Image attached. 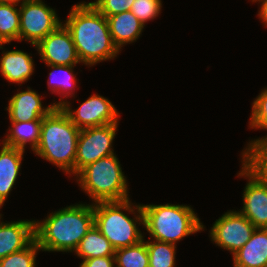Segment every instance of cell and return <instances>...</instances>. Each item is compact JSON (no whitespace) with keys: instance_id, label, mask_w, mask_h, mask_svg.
I'll return each mask as SVG.
<instances>
[{"instance_id":"1","label":"cell","mask_w":267,"mask_h":267,"mask_svg":"<svg viewBox=\"0 0 267 267\" xmlns=\"http://www.w3.org/2000/svg\"><path fill=\"white\" fill-rule=\"evenodd\" d=\"M64 25L70 31L81 63L90 67L115 58L121 51L114 44L107 18L90 2L73 5Z\"/></svg>"},{"instance_id":"2","label":"cell","mask_w":267,"mask_h":267,"mask_svg":"<svg viewBox=\"0 0 267 267\" xmlns=\"http://www.w3.org/2000/svg\"><path fill=\"white\" fill-rule=\"evenodd\" d=\"M93 226V203L70 205L35 220V240L42 251L74 252Z\"/></svg>"},{"instance_id":"3","label":"cell","mask_w":267,"mask_h":267,"mask_svg":"<svg viewBox=\"0 0 267 267\" xmlns=\"http://www.w3.org/2000/svg\"><path fill=\"white\" fill-rule=\"evenodd\" d=\"M80 129L76 127L61 107H55L44 116L41 138L35 154L44 158L66 174H75V159Z\"/></svg>"},{"instance_id":"4","label":"cell","mask_w":267,"mask_h":267,"mask_svg":"<svg viewBox=\"0 0 267 267\" xmlns=\"http://www.w3.org/2000/svg\"><path fill=\"white\" fill-rule=\"evenodd\" d=\"M129 200L93 203L94 225L115 250L135 245L144 238L137 226L144 224L141 204L133 205ZM123 211L133 213L135 218H129Z\"/></svg>"},{"instance_id":"5","label":"cell","mask_w":267,"mask_h":267,"mask_svg":"<svg viewBox=\"0 0 267 267\" xmlns=\"http://www.w3.org/2000/svg\"><path fill=\"white\" fill-rule=\"evenodd\" d=\"M144 228L153 240L175 244L182 238L203 231L204 225L187 205H141Z\"/></svg>"},{"instance_id":"6","label":"cell","mask_w":267,"mask_h":267,"mask_svg":"<svg viewBox=\"0 0 267 267\" xmlns=\"http://www.w3.org/2000/svg\"><path fill=\"white\" fill-rule=\"evenodd\" d=\"M76 179L95 203L130 199L126 177L115 154L84 167Z\"/></svg>"},{"instance_id":"7","label":"cell","mask_w":267,"mask_h":267,"mask_svg":"<svg viewBox=\"0 0 267 267\" xmlns=\"http://www.w3.org/2000/svg\"><path fill=\"white\" fill-rule=\"evenodd\" d=\"M19 41L26 40L36 45L62 23L55 10L42 0H29L19 6Z\"/></svg>"},{"instance_id":"8","label":"cell","mask_w":267,"mask_h":267,"mask_svg":"<svg viewBox=\"0 0 267 267\" xmlns=\"http://www.w3.org/2000/svg\"><path fill=\"white\" fill-rule=\"evenodd\" d=\"M117 127L118 122L80 130L75 159V176L89 164L114 154L112 143Z\"/></svg>"},{"instance_id":"9","label":"cell","mask_w":267,"mask_h":267,"mask_svg":"<svg viewBox=\"0 0 267 267\" xmlns=\"http://www.w3.org/2000/svg\"><path fill=\"white\" fill-rule=\"evenodd\" d=\"M61 101L53 103L56 107H61L68 115L71 122L80 130L89 127L104 126L117 123L119 112L115 106L105 97L98 94L91 95L75 111L70 107V102Z\"/></svg>"},{"instance_id":"10","label":"cell","mask_w":267,"mask_h":267,"mask_svg":"<svg viewBox=\"0 0 267 267\" xmlns=\"http://www.w3.org/2000/svg\"><path fill=\"white\" fill-rule=\"evenodd\" d=\"M256 227L239 211H228L215 221L211 241L233 255L251 238Z\"/></svg>"},{"instance_id":"11","label":"cell","mask_w":267,"mask_h":267,"mask_svg":"<svg viewBox=\"0 0 267 267\" xmlns=\"http://www.w3.org/2000/svg\"><path fill=\"white\" fill-rule=\"evenodd\" d=\"M46 65H76L81 63L70 31L61 24L36 45Z\"/></svg>"},{"instance_id":"12","label":"cell","mask_w":267,"mask_h":267,"mask_svg":"<svg viewBox=\"0 0 267 267\" xmlns=\"http://www.w3.org/2000/svg\"><path fill=\"white\" fill-rule=\"evenodd\" d=\"M238 177L248 180L243 193V209L239 212L256 228H267V185L261 183L243 165Z\"/></svg>"},{"instance_id":"13","label":"cell","mask_w":267,"mask_h":267,"mask_svg":"<svg viewBox=\"0 0 267 267\" xmlns=\"http://www.w3.org/2000/svg\"><path fill=\"white\" fill-rule=\"evenodd\" d=\"M36 91L28 89L17 92L11 97L6 110L9 113L11 122H28L31 120H42L56 106L51 104L47 107L42 106V97Z\"/></svg>"},{"instance_id":"14","label":"cell","mask_w":267,"mask_h":267,"mask_svg":"<svg viewBox=\"0 0 267 267\" xmlns=\"http://www.w3.org/2000/svg\"><path fill=\"white\" fill-rule=\"evenodd\" d=\"M35 240V220H0V259L25 249Z\"/></svg>"},{"instance_id":"15","label":"cell","mask_w":267,"mask_h":267,"mask_svg":"<svg viewBox=\"0 0 267 267\" xmlns=\"http://www.w3.org/2000/svg\"><path fill=\"white\" fill-rule=\"evenodd\" d=\"M234 267H267V228H256L251 238L233 254Z\"/></svg>"},{"instance_id":"16","label":"cell","mask_w":267,"mask_h":267,"mask_svg":"<svg viewBox=\"0 0 267 267\" xmlns=\"http://www.w3.org/2000/svg\"><path fill=\"white\" fill-rule=\"evenodd\" d=\"M0 150V209L15 185L25 151L2 144Z\"/></svg>"},{"instance_id":"17","label":"cell","mask_w":267,"mask_h":267,"mask_svg":"<svg viewBox=\"0 0 267 267\" xmlns=\"http://www.w3.org/2000/svg\"><path fill=\"white\" fill-rule=\"evenodd\" d=\"M2 54L0 59L1 75L8 82L17 84L27 82L35 69L30 54L21 50L4 51Z\"/></svg>"},{"instance_id":"18","label":"cell","mask_w":267,"mask_h":267,"mask_svg":"<svg viewBox=\"0 0 267 267\" xmlns=\"http://www.w3.org/2000/svg\"><path fill=\"white\" fill-rule=\"evenodd\" d=\"M107 21L112 40L119 50L123 45L135 42L144 29V24L131 11L108 16Z\"/></svg>"},{"instance_id":"19","label":"cell","mask_w":267,"mask_h":267,"mask_svg":"<svg viewBox=\"0 0 267 267\" xmlns=\"http://www.w3.org/2000/svg\"><path fill=\"white\" fill-rule=\"evenodd\" d=\"M41 124L42 120L11 122L12 127L2 144L24 151L29 143L32 151H35L41 138Z\"/></svg>"},{"instance_id":"20","label":"cell","mask_w":267,"mask_h":267,"mask_svg":"<svg viewBox=\"0 0 267 267\" xmlns=\"http://www.w3.org/2000/svg\"><path fill=\"white\" fill-rule=\"evenodd\" d=\"M74 252L78 257L87 260L95 257L114 256L115 249L94 225L82 238Z\"/></svg>"},{"instance_id":"21","label":"cell","mask_w":267,"mask_h":267,"mask_svg":"<svg viewBox=\"0 0 267 267\" xmlns=\"http://www.w3.org/2000/svg\"><path fill=\"white\" fill-rule=\"evenodd\" d=\"M242 165L261 183L267 185V152L258 143H248L242 152Z\"/></svg>"},{"instance_id":"22","label":"cell","mask_w":267,"mask_h":267,"mask_svg":"<svg viewBox=\"0 0 267 267\" xmlns=\"http://www.w3.org/2000/svg\"><path fill=\"white\" fill-rule=\"evenodd\" d=\"M16 6L0 3V40L4 44L19 41L20 13Z\"/></svg>"},{"instance_id":"23","label":"cell","mask_w":267,"mask_h":267,"mask_svg":"<svg viewBox=\"0 0 267 267\" xmlns=\"http://www.w3.org/2000/svg\"><path fill=\"white\" fill-rule=\"evenodd\" d=\"M116 267H149V255L144 239L135 245L115 250Z\"/></svg>"},{"instance_id":"24","label":"cell","mask_w":267,"mask_h":267,"mask_svg":"<svg viewBox=\"0 0 267 267\" xmlns=\"http://www.w3.org/2000/svg\"><path fill=\"white\" fill-rule=\"evenodd\" d=\"M146 242L149 267H175L176 245L154 240Z\"/></svg>"},{"instance_id":"25","label":"cell","mask_w":267,"mask_h":267,"mask_svg":"<svg viewBox=\"0 0 267 267\" xmlns=\"http://www.w3.org/2000/svg\"><path fill=\"white\" fill-rule=\"evenodd\" d=\"M53 69L49 76L51 77L48 80V88L52 91V93L61 94V96H64L65 98H68L69 96H72L73 90H75L73 87L76 85V77L73 74V68L76 65H47ZM54 71H59V73H64L63 78H59L57 80V77L54 74ZM58 75V74H57ZM55 79V80H53ZM52 87V88H51ZM72 92V93H71ZM68 95V96H67Z\"/></svg>"},{"instance_id":"26","label":"cell","mask_w":267,"mask_h":267,"mask_svg":"<svg viewBox=\"0 0 267 267\" xmlns=\"http://www.w3.org/2000/svg\"><path fill=\"white\" fill-rule=\"evenodd\" d=\"M39 250L41 251L37 241L34 240L25 249L0 259V267H35L36 255Z\"/></svg>"},{"instance_id":"27","label":"cell","mask_w":267,"mask_h":267,"mask_svg":"<svg viewBox=\"0 0 267 267\" xmlns=\"http://www.w3.org/2000/svg\"><path fill=\"white\" fill-rule=\"evenodd\" d=\"M161 0H135L130 11L144 24L156 18L161 11Z\"/></svg>"},{"instance_id":"28","label":"cell","mask_w":267,"mask_h":267,"mask_svg":"<svg viewBox=\"0 0 267 267\" xmlns=\"http://www.w3.org/2000/svg\"><path fill=\"white\" fill-rule=\"evenodd\" d=\"M249 127L252 129H267V88L253 101Z\"/></svg>"},{"instance_id":"29","label":"cell","mask_w":267,"mask_h":267,"mask_svg":"<svg viewBox=\"0 0 267 267\" xmlns=\"http://www.w3.org/2000/svg\"><path fill=\"white\" fill-rule=\"evenodd\" d=\"M135 0H96L90 2L106 18L125 11H130Z\"/></svg>"},{"instance_id":"30","label":"cell","mask_w":267,"mask_h":267,"mask_svg":"<svg viewBox=\"0 0 267 267\" xmlns=\"http://www.w3.org/2000/svg\"><path fill=\"white\" fill-rule=\"evenodd\" d=\"M79 267H115L114 256L95 257L83 260Z\"/></svg>"},{"instance_id":"31","label":"cell","mask_w":267,"mask_h":267,"mask_svg":"<svg viewBox=\"0 0 267 267\" xmlns=\"http://www.w3.org/2000/svg\"><path fill=\"white\" fill-rule=\"evenodd\" d=\"M258 2H261V8L259 10L258 16L263 22L264 26L267 25V0H258Z\"/></svg>"},{"instance_id":"32","label":"cell","mask_w":267,"mask_h":267,"mask_svg":"<svg viewBox=\"0 0 267 267\" xmlns=\"http://www.w3.org/2000/svg\"><path fill=\"white\" fill-rule=\"evenodd\" d=\"M258 143L267 152V135L263 138H258L256 140H251L249 143Z\"/></svg>"},{"instance_id":"33","label":"cell","mask_w":267,"mask_h":267,"mask_svg":"<svg viewBox=\"0 0 267 267\" xmlns=\"http://www.w3.org/2000/svg\"><path fill=\"white\" fill-rule=\"evenodd\" d=\"M26 1H29V0H0V3L11 4V5H18L19 3H21L20 5H22Z\"/></svg>"},{"instance_id":"34","label":"cell","mask_w":267,"mask_h":267,"mask_svg":"<svg viewBox=\"0 0 267 267\" xmlns=\"http://www.w3.org/2000/svg\"><path fill=\"white\" fill-rule=\"evenodd\" d=\"M3 44L4 43L0 40V49H3V47H2Z\"/></svg>"}]
</instances>
